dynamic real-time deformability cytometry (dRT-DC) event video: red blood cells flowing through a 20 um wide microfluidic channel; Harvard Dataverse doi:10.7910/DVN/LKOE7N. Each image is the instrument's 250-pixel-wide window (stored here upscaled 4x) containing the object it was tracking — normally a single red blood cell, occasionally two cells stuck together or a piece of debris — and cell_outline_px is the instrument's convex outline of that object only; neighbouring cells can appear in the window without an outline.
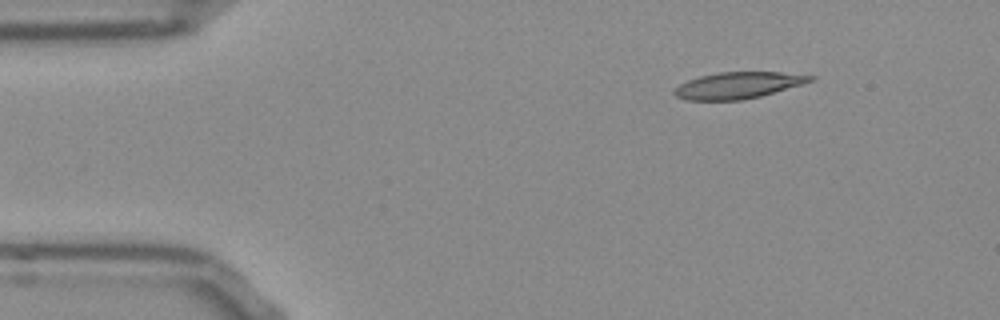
{"species": "Egyptian fruit bat (a non-hibernating species)", "species_latin": "Rousettus aegyptiacus", "temperature_condition": "room temperature", "stored_images_in_passage": 8, "camera_frame_rate_fps": 3000, "um_per_image_px": 0.085, "frame": {"image": 1, "passage_image": 1, "time_ms": 0.0, "image_size_px": [1000, 320], "cell_outline_px": [[816, 76], [812, 80], [800, 84], [760, 96], [740, 100], [688, 100], [676, 96], [672, 92], [680, 84], [688, 80], [700, 76], [720, 72], [780, 72]], "centroid_in_image_um": [62.69, 7.25], "position_along_channel_um": 22.3, "area_um2": 20.58}}